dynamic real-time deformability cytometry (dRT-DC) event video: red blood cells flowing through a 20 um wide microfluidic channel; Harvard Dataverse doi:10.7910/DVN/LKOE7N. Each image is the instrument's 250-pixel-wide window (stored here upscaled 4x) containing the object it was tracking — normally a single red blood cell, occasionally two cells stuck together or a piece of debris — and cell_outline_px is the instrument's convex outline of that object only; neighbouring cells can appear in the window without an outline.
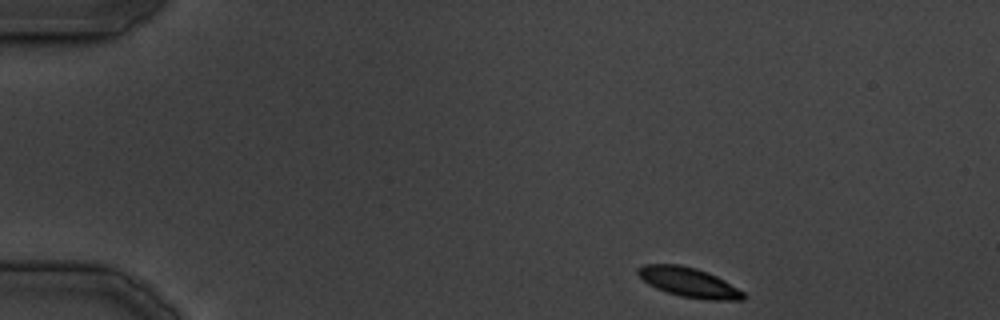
{"species": "common noctule bat (a hibernating species)", "species_latin": "Nyctalus noctula", "temperature_condition": "cold", "stored_images_in_passage": 7, "camera_frame_rate_fps": 3000, "um_per_image_px": 0.085, "animal": {"sex": "male", "body_mass_g": 19.5, "forearm_length_mm": 54.6}, "frame": {"image": 1, "passage_image": 1, "time_ms": 0.0, "image_size_px": [1000, 320], "cell_outline_px": [[744, 300], [712, 300], [680, 296], [656, 288], [648, 284], [636, 272], [644, 264], [680, 264], [696, 268], [708, 272], [724, 280], [744, 292]], "centroid_in_image_um": [58.56, 23.99], "position_along_channel_um": 26.4, "area_um2": 17.98}}